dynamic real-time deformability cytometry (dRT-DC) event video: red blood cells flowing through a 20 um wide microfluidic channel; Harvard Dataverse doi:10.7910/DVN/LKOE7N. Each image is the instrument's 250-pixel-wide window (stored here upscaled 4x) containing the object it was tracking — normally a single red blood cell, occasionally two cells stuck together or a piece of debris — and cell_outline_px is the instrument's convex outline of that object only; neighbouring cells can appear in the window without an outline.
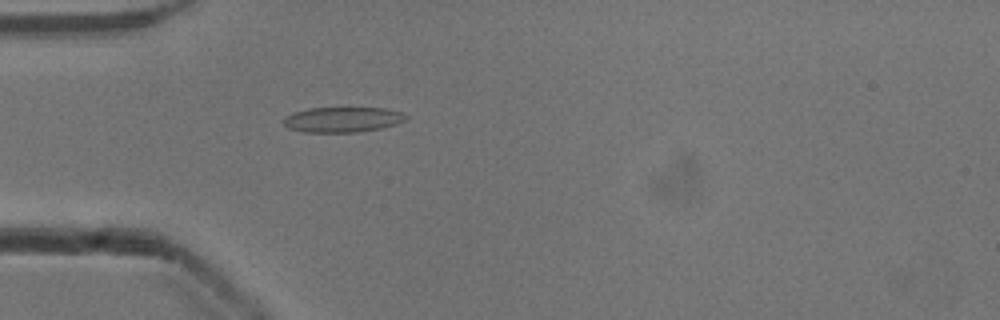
{"species": "common noctule bat (a hibernating species)", "species_latin": "Nyctalus noctula", "temperature_condition": "cold", "stored_images_in_passage": 53, "camera_frame_rate_fps": 3000, "um_per_image_px": 0.085, "animal": {"sex": "male", "body_mass_g": 13.3}, "frame": {"image": 1, "passage_image": 16, "time_ms": 5.0, "image_size_px": [1000, 320], "cell_outline_px": [[408, 116], [404, 120], [396, 124], [380, 128], [356, 132], [304, 132], [288, 128], [284, 124], [284, 116], [292, 112], [308, 108], [384, 108], [400, 112]], "centroid_in_image_um": [29.07, 10.16], "position_along_channel_um": 55.9, "area_um2": 17.92}}
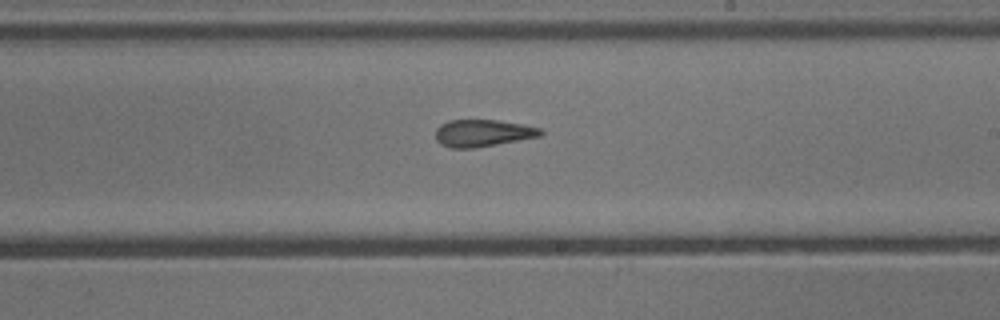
{"frame": {"image": 2, "passage_image": 31, "time_ms": 10.0, "image_size_px": [1000, 320], "cell_outline_px": [[544, 132], [540, 136], [496, 144], [472, 148], [452, 148], [440, 144], [436, 140], [436, 128], [440, 124], [448, 120], [496, 120], [524, 124], [540, 128]], "centroid_in_image_um": [41.01, 11.3], "position_along_channel_um": 248.0, "area_um2": 16.53}}
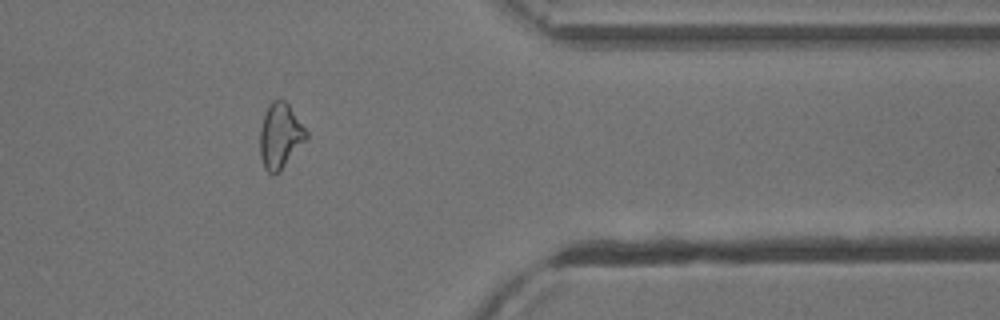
{"frame": {"image": 3, "passage_image": 43, "time_ms": 14.0, "image_size_px": [1000, 320], "cell_outline_px": [[308, 140], [280, 172], [268, 172], [264, 168], [260, 156], [260, 128], [268, 104], [272, 100], [284, 100], [288, 104], [308, 132]], "centroid_in_image_um": [23.84, 11.57], "position_along_channel_um": 387.6, "area_um2": 17.74}, "authors_computed_cell_mechanics": {"area_um2": 17.629, "velocity_mm_per_s": 3.9325, "shape_relaxation_time_tau1_ms": null, "shape_relaxation_time_tau2_ms": 2.5654, "deformation_change_tau1": null, "deformation_change_tau2": 0.0926}}